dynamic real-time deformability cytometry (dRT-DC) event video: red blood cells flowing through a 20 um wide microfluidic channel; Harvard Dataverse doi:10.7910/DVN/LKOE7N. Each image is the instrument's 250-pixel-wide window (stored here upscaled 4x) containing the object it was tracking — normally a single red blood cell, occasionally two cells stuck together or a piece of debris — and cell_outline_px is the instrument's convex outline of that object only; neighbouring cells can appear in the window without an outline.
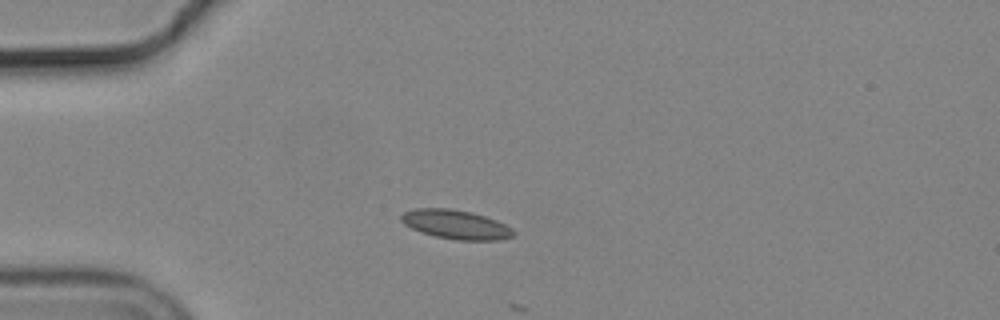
{"species": "common noctule bat (a hibernating species)", "species_latin": "Nyctalus noctula", "temperature_condition": "cold", "stored_images_in_passage": 2, "camera_frame_rate_fps": 3000, "um_per_image_px": 0.085, "animal": {"sex": "male", "body_mass_g": 19.2, "forearm_length_mm": 51.8}, "frame": {"image": 1, "passage_image": 1, "time_ms": 0.0, "image_size_px": [1000, 320], "cell_outline_px": [[516, 232], [512, 236], [500, 240], [456, 240], [436, 236], [420, 232], [404, 224], [400, 220], [400, 216], [404, 212], [416, 208], [448, 208], [472, 212], [496, 220], [512, 228]], "centroid_in_image_um": [38.74, 19.08], "position_along_channel_um": 46.3, "area_um2": 19.02}}